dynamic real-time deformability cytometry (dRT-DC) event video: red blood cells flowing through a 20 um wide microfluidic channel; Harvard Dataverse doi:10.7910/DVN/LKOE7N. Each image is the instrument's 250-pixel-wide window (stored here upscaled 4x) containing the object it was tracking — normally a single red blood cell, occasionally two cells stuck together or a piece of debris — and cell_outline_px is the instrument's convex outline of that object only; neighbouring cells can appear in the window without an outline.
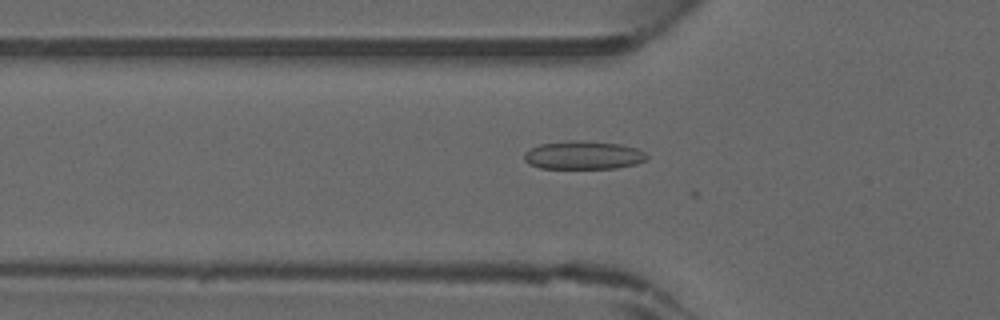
{"species": "common noctule bat (a hibernating species)", "species_latin": "Nyctalus noctula", "temperature_condition": "warm", "stored_images_in_passage": 46, "camera_frame_rate_fps": 3000, "um_per_image_px": 0.085, "animal": {"sex": "male", "forearm_length_mm": 52.5}, "frame": {"image": 1, "passage_image": 16, "time_ms": 5.0, "image_size_px": [1000, 320], "cell_outline_px": [[648, 160], [636, 164], [616, 168], [540, 168], [528, 164], [524, 160], [524, 152], [540, 144], [572, 140], [580, 140], [620, 144], [636, 148], [644, 152], [648, 156]], "centroid_in_image_um": [49.59, 13.19], "position_along_channel_um": 76.2, "area_um2": 20.29}}
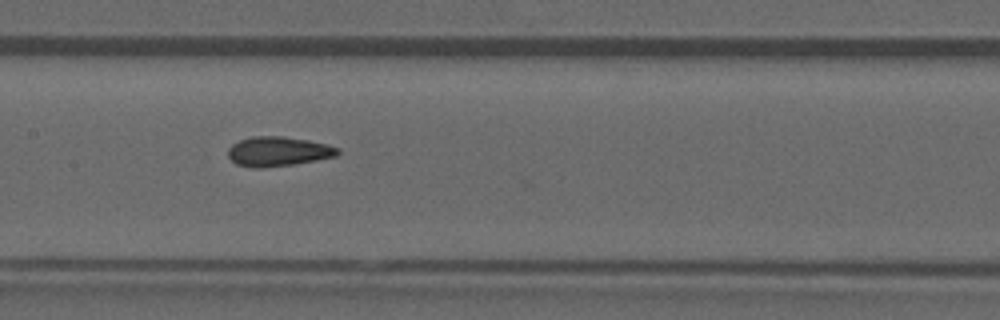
{"frame": {"image": 2, "passage_image": 23, "time_ms": 7.333, "image_size_px": [1000, 320], "cell_outline_px": [[340, 152], [336, 156], [316, 160], [292, 164], [264, 168], [252, 168], [236, 164], [228, 156], [228, 148], [232, 144], [240, 140], [252, 136], [284, 136], [308, 140], [328, 144], [340, 148]], "centroid_in_image_um": [23.64, 12.87], "position_along_channel_um": 183.8, "area_um2": 19.02}}